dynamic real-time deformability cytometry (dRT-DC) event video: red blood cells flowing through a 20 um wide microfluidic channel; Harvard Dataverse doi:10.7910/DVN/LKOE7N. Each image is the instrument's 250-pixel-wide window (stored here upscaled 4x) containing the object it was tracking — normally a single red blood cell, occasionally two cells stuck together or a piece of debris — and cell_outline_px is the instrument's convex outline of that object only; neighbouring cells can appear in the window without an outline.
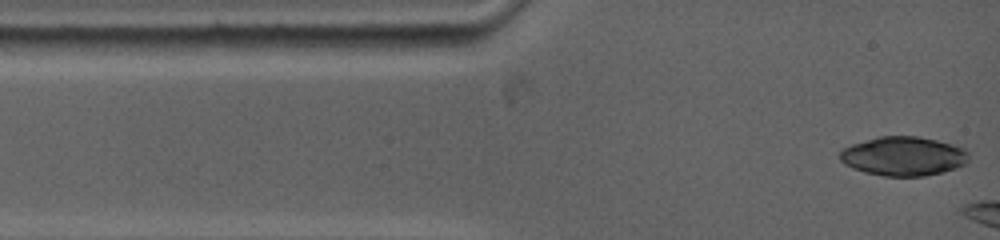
{"species": "common noctule bat (a hibernating species)", "species_latin": "Nyctalus noctula", "temperature_condition": "warm", "stored_images_in_passage": 8, "camera_frame_rate_fps": 5000, "um_per_image_px": 0.085, "animal": {"sex": "female", "body_mass_g": 19.0, "forearm_length_mm": 53.3}, "frame": {"image": 1, "passage_image": 1, "time_ms": 0.0, "image_size_px": [1000, 240], "cell_outline_px": [[968, 160], [964, 164], [956, 168], [944, 172], [924, 176], [884, 176], [864, 172], [852, 168], [844, 164], [840, 160], [840, 152], [844, 148], [852, 144], [880, 136], [916, 136], [936, 140], [952, 144], [964, 148], [968, 152]], "centroid_in_image_um": [76.79, 13.28], "position_along_channel_um": 8.2, "area_um2": 29.36}}